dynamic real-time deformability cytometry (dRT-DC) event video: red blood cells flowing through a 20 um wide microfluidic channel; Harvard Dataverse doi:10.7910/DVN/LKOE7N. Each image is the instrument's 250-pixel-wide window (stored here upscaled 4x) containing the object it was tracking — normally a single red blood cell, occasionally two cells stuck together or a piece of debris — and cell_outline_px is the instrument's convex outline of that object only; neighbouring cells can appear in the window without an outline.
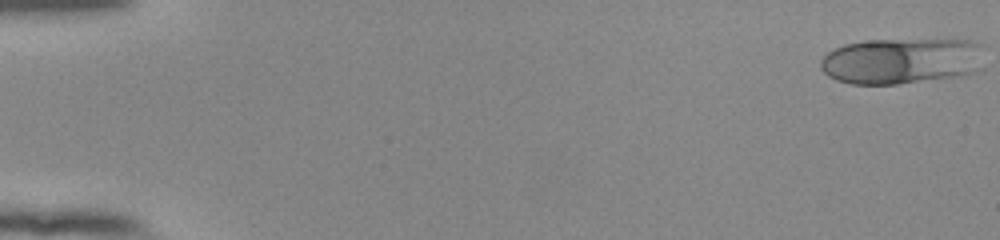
{"species": "human", "species_latin": "Homo sapiens", "temperature_condition": "room temperature", "stored_images_in_passage": 53, "camera_frame_rate_fps": 3000, "um_per_image_px": 0.085, "donor": {"sex": "female"}, "frame": {"image": 1, "passage_image": 1, "time_ms": 0.0, "image_size_px": [1000, 240], "cell_outline_px": [[984, 44], [976, 72], [964, 76], [896, 84], [852, 84], [836, 80], [828, 76], [820, 68], [820, 60], [828, 52], [844, 44], [864, 40], [968, 40]], "centroid_in_image_um": [76.61, 5.18], "position_along_channel_um": 8.4, "area_um2": 44.16}}
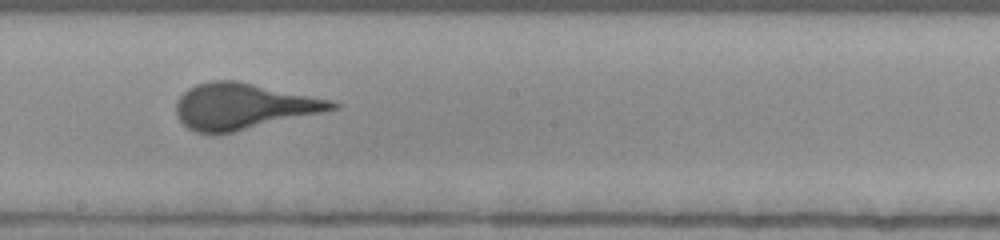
{"frame": {"image": 2, "passage_image": 31, "time_ms": 10.0, "image_size_px": [1000, 240], "cell_outline_px": [[340, 108], [216, 136], [196, 132], [188, 128], [180, 120], [176, 112], [176, 100], [188, 88], [196, 84], [212, 80], [236, 80], [332, 100], [340, 104]], "centroid_in_image_um": [20.64, 9.04], "position_along_channel_um": 227.6, "area_um2": 41.91}}
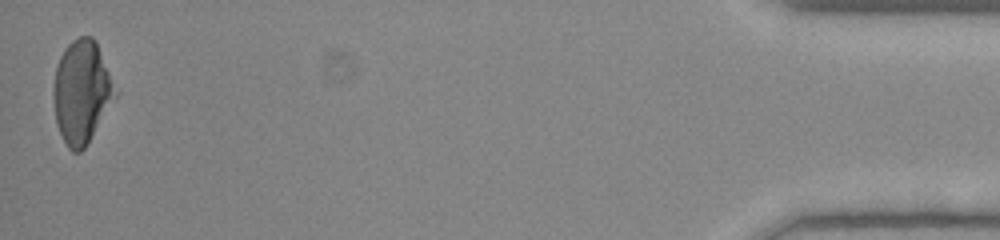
{"frame": {"image": 3, "passage_image": 53, "time_ms": 17.333, "image_size_px": [1000, 240], "cell_outline_px": [[120, 92], [88, 144], [80, 152], [72, 152], [68, 148], [56, 124], [52, 96], [52, 88], [56, 68], [60, 56], [64, 48], [72, 40], [80, 36], [92, 36], [96, 40]], "centroid_in_image_um": [6.98, 7.8], "position_along_channel_um": 428.2, "area_um2": 37.97}}